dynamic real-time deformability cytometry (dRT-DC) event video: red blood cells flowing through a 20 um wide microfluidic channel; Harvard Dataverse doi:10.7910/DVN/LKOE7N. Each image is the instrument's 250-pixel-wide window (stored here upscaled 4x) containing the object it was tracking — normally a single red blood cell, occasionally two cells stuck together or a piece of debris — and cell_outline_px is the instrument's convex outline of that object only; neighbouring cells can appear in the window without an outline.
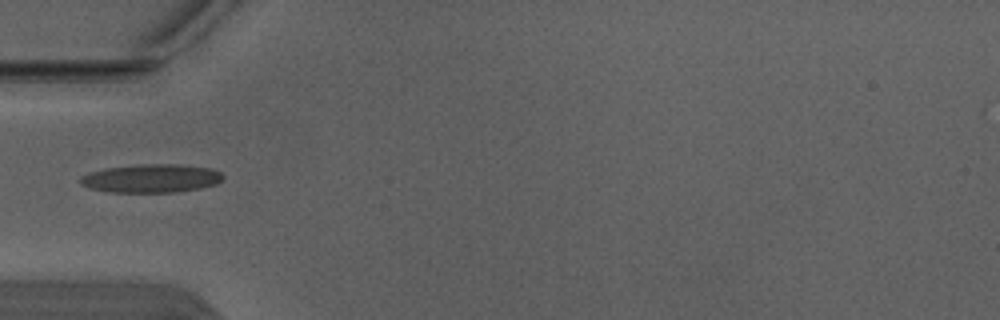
{"species": "Egyptian fruit bat (a non-hibernating species)", "species_latin": "Rousettus aegyptiacus", "temperature_condition": "warm", "stored_images_in_passage": 7, "camera_frame_rate_fps": 3000, "um_per_image_px": 0.085, "animal": {"sex": "male"}, "frame": {"image": 1, "passage_image": 6, "time_ms": 1.667, "image_size_px": [1000, 320], "cell_outline_px": [[224, 176], [216, 184], [200, 188], [176, 192], [108, 192], [88, 188], [80, 184], [80, 176], [88, 172], [104, 168], [140, 164], [176, 164], [212, 168], [220, 172]], "centroid_in_image_um": [12.81, 15.16], "position_along_channel_um": 72.2, "area_um2": 23.81}}
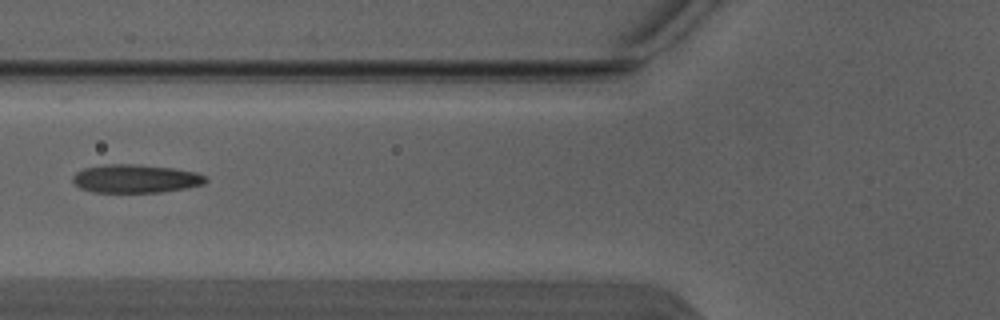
{"frame": {"image": 2, "passage_image": 7, "time_ms": 2.0, "image_size_px": [1000, 320], "cell_outline_px": [[208, 180], [204, 184], [188, 188], [160, 192], [92, 192], [80, 188], [72, 180], [72, 176], [76, 172], [84, 168], [104, 164], [140, 164], [172, 168], [196, 172], [204, 176]], "centroid_in_image_um": [11.52, 15.18], "position_along_channel_um": 114.3, "area_um2": 22.08}}